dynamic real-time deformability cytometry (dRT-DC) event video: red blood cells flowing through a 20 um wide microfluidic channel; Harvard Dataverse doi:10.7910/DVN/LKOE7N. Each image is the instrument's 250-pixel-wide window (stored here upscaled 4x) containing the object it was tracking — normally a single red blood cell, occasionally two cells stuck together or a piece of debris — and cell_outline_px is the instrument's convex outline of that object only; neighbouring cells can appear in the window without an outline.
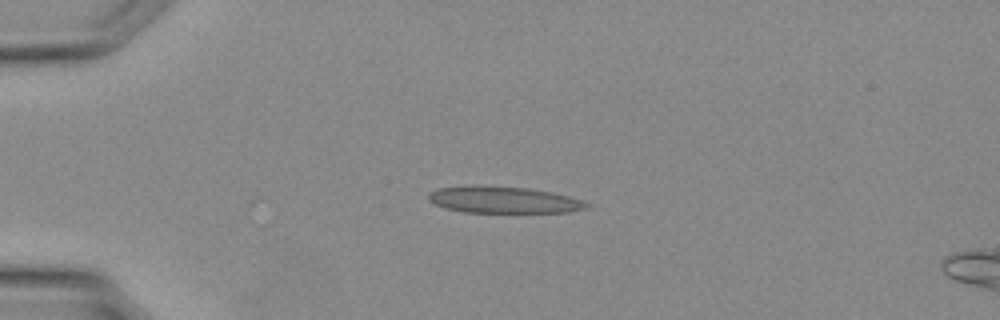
{"species": "Egyptian fruit bat (a non-hibernating species)", "species_latin": "Rousettus aegyptiacus", "temperature_condition": "warm", "stored_images_in_passage": 4, "camera_frame_rate_fps": 3000, "um_per_image_px": 0.085, "animal": {"sex": "female"}, "frame": {"image": 1, "passage_image": 1, "time_ms": 0.0, "image_size_px": [1000, 320], "cell_outline_px": [[588, 208], [568, 212], [464, 212], [444, 208], [428, 200], [428, 192], [436, 188], [472, 184], [480, 184], [528, 188], [552, 192], [568, 196], [580, 200], [588, 204]], "centroid_in_image_um": [42.71, 16.96], "position_along_channel_um": 42.3, "area_um2": 24.85}}